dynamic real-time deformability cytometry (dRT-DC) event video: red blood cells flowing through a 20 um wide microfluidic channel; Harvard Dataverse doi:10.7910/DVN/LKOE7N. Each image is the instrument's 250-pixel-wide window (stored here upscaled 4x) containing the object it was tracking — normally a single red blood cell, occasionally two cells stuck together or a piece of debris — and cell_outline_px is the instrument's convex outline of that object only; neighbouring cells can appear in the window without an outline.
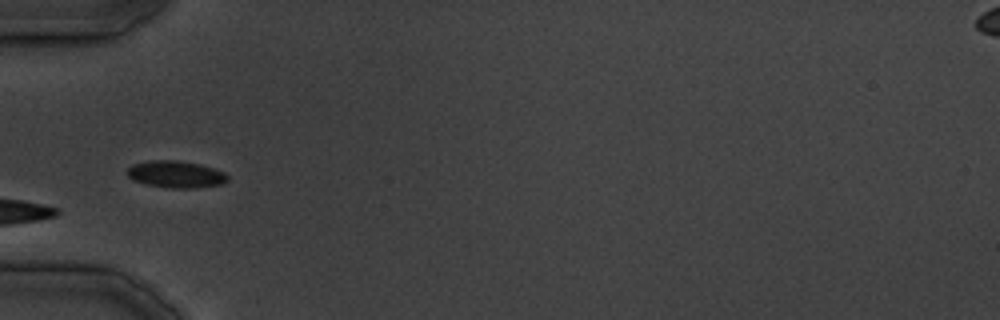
{"species": "common noctule bat (a hibernating species)", "species_latin": "Nyctalus noctula", "temperature_condition": "cold", "stored_images_in_passage": 11, "camera_frame_rate_fps": 3000, "um_per_image_px": 0.085, "animal": {"sex": "male", "body_mass_g": 19.5, "forearm_length_mm": 54.6}, "frame": {"image": 1, "passage_image": 1, "time_ms": 0.0, "image_size_px": [1000, 320], "cell_outline_px": [[228, 180], [220, 184], [196, 188], [172, 188], [148, 184], [132, 180], [128, 176], [128, 168], [132, 164], [148, 160], [176, 160], [200, 164], [224, 172], [228, 176]], "centroid_in_image_um": [14.94, 14.8], "position_along_channel_um": 70.1, "area_um2": 15.66}}